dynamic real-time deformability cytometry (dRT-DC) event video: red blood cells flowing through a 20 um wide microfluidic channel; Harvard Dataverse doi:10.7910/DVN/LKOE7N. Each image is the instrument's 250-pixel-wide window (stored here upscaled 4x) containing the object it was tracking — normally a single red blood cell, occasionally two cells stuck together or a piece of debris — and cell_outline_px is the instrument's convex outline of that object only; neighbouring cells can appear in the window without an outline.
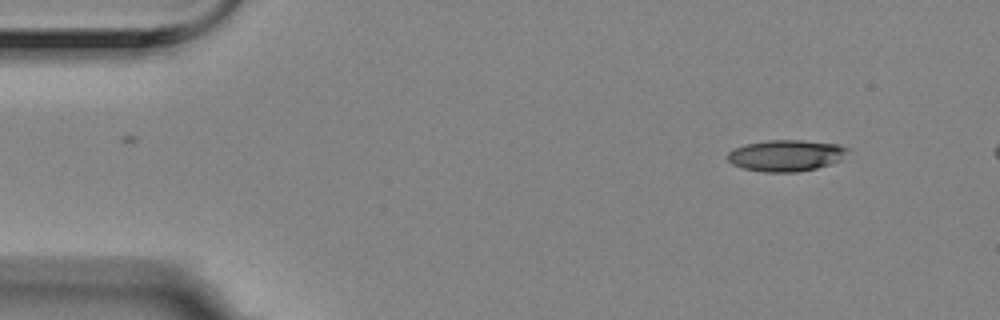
{"species": "Egyptian fruit bat (a non-hibernating species)", "species_latin": "Rousettus aegyptiacus", "temperature_condition": "room temperature", "stored_images_in_passage": 5, "camera_frame_rate_fps": 3000, "um_per_image_px": 0.085, "animal": {"sex": "female"}, "frame": {"image": 1, "passage_image": 1, "time_ms": 0.0, "image_size_px": [1000, 320], "cell_outline_px": [[848, 148], [840, 160], [816, 168], [796, 172], [764, 172], [744, 168], [732, 164], [728, 160], [728, 152], [732, 148], [744, 144], [768, 140], [800, 140], [840, 144]], "centroid_in_image_um": [66.76, 13.21], "position_along_channel_um": 18.2, "area_um2": 21.85}}